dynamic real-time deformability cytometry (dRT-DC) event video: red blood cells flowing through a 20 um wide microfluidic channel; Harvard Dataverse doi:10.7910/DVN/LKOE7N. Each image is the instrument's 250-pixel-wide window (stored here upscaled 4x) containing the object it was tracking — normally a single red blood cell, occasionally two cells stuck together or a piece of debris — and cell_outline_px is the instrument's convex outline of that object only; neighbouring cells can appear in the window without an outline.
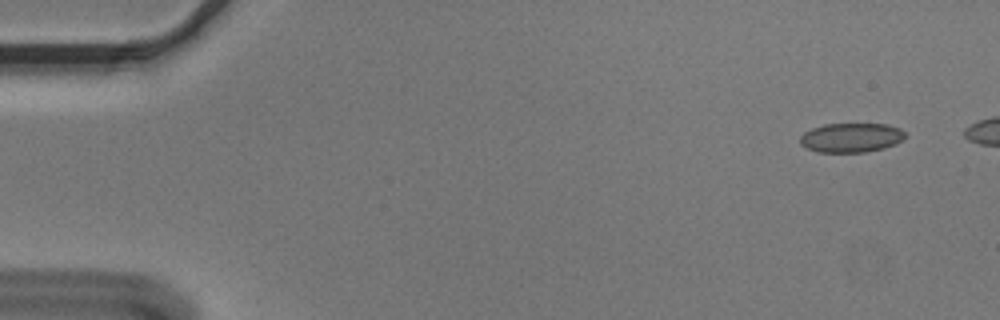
{"species": "Egyptian fruit bat (a non-hibernating species)", "species_latin": "Rousettus aegyptiacus", "temperature_condition": "cold", "stored_images_in_passage": 4, "segment_of_instrument_passage": [2, 2], "camera_frame_rate_fps": 3000, "um_per_image_px": 0.085, "animal": {"sex": "male"}, "frame": {"image": 1, "passage_image": 4, "time_ms": 1.0, "image_size_px": [1000, 320], "cell_outline_px": [[908, 136], [896, 144], [884, 148], [864, 152], [816, 152], [800, 144], [800, 136], [804, 132], [812, 128], [824, 124], [888, 124], [900, 128]], "centroid_in_image_um": [72.37, 11.7], "position_along_channel_um": 12.6, "area_um2": 18.09}}